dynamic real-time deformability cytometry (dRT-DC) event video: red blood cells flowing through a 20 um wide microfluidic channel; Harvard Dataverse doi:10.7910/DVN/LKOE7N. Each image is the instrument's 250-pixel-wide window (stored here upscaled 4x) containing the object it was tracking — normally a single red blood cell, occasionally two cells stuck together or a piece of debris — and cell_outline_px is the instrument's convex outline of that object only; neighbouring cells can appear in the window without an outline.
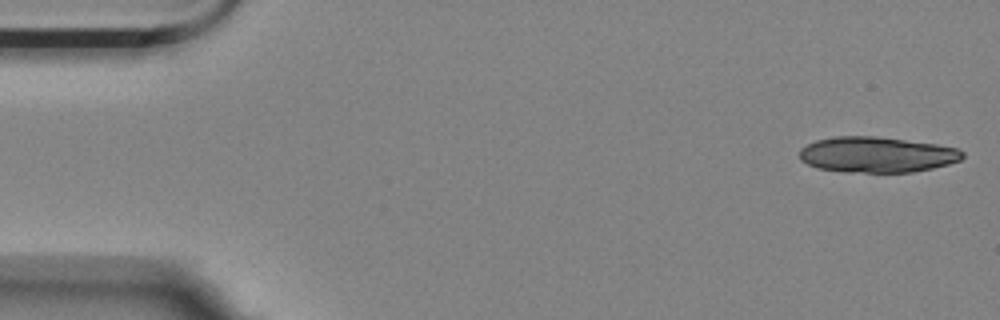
{"species": "Egyptian fruit bat (a non-hibernating species)", "species_latin": "Rousettus aegyptiacus", "temperature_condition": "room temperature", "stored_images_in_passage": 15, "camera_frame_rate_fps": 3000, "um_per_image_px": 0.085, "animal": {"sex": "female"}, "frame": {"image": 1, "passage_image": 1, "time_ms": 0.0, "image_size_px": [1000, 320], "cell_outline_px": [[964, 156], [960, 160], [948, 164], [932, 168], [912, 172], [844, 172], [816, 168], [800, 160], [800, 148], [816, 140], [836, 136], [876, 136], [936, 144], [956, 148], [964, 152]], "centroid_in_image_um": [74.51, 13.14], "position_along_channel_um": 10.5, "area_um2": 33.87}}